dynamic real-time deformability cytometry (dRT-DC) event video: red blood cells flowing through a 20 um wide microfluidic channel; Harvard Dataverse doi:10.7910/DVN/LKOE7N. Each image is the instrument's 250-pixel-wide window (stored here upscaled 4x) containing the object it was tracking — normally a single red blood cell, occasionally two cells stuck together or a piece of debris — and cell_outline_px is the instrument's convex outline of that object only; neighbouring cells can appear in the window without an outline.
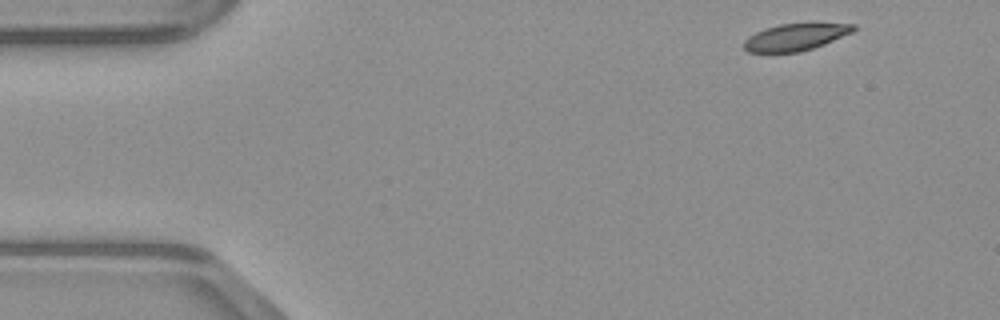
{"species": "common noctule bat (a hibernating species)", "species_latin": "Nyctalus noctula", "temperature_condition": "warm", "stored_images_in_passage": 44, "camera_frame_rate_fps": 3000, "um_per_image_px": 0.085, "animal": {"sex": "male", "body_mass_g": 23.1, "forearm_length_mm": 52.7}, "frame": {"image": 1, "passage_image": 1, "time_ms": 0.0, "image_size_px": [1000, 320], "cell_outline_px": [[856, 28], [852, 32], [824, 44], [800, 52], [748, 52], [744, 48], [744, 40], [748, 36], [764, 28], [780, 24], [856, 24]], "centroid_in_image_um": [67.57, 3.16], "position_along_channel_um": 17.4, "area_um2": 16.88}}
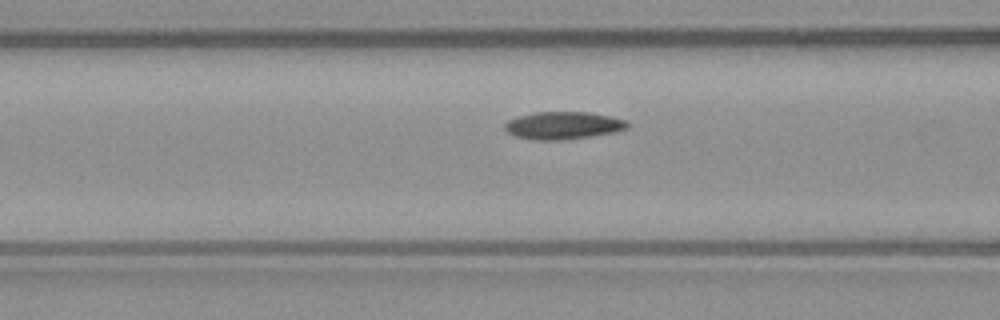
{"frame": {"image": 2, "passage_image": 15, "time_ms": 4.667, "image_size_px": [1000, 320], "cell_outline_px": [[632, 124], [628, 128], [616, 132], [592, 136], [564, 140], [536, 140], [516, 136], [508, 132], [504, 128], [504, 124], [508, 120], [520, 116], [536, 112], [588, 112], [612, 116], [628, 120]], "centroid_in_image_um": [47.95, 10.66], "position_along_channel_um": 118.7, "area_um2": 19.88}}
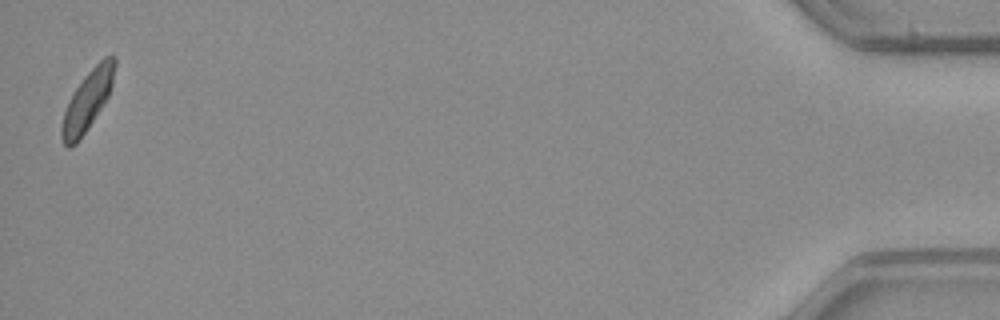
{"frame": {"image": 3, "passage_image": 44, "time_ms": 14.333, "image_size_px": [1000, 320], "cell_outline_px": [[116, 64], [112, 84], [108, 96], [76, 144], [68, 148], [64, 144], [60, 136], [60, 128], [64, 112], [68, 100], [84, 76], [104, 56], [116, 56]], "centroid_in_image_um": [7.41, 8.54], "position_along_channel_um": 427.8, "area_um2": 18.09}}